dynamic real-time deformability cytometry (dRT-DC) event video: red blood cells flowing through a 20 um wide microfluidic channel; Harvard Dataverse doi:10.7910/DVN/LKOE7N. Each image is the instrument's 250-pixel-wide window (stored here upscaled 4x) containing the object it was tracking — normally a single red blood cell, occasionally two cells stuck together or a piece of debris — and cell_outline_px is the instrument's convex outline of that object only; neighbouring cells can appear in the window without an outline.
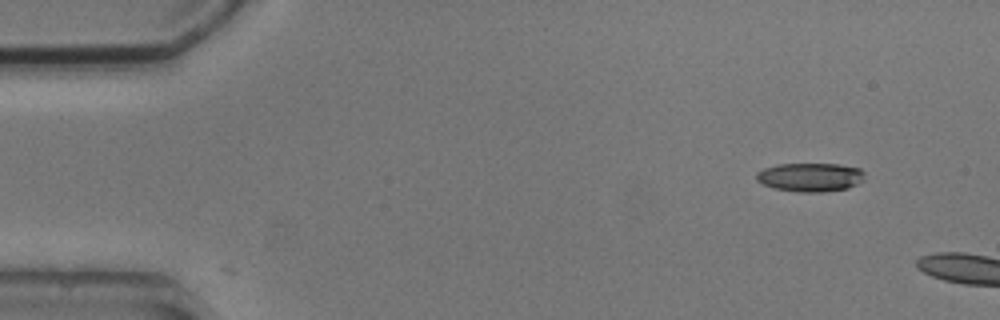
{"species": "common noctule bat (a hibernating species)", "species_latin": "Nyctalus noctula", "temperature_condition": "cold", "stored_images_in_passage": 3, "camera_frame_rate_fps": 3000, "um_per_image_px": 0.085, "animal": {"sex": "male", "body_mass_g": 20.5, "forearm_length_mm": 52.5}, "frame": {"image": 1, "passage_image": 1, "time_ms": 0.0, "image_size_px": [1000, 320], "cell_outline_px": [[864, 180], [848, 188], [824, 192], [800, 192], [772, 188], [756, 180], [756, 172], [764, 168], [776, 164], [840, 164], [860, 168], [864, 172]], "centroid_in_image_um": [68.87, 15.06], "position_along_channel_um": 16.1, "area_um2": 18.26}}